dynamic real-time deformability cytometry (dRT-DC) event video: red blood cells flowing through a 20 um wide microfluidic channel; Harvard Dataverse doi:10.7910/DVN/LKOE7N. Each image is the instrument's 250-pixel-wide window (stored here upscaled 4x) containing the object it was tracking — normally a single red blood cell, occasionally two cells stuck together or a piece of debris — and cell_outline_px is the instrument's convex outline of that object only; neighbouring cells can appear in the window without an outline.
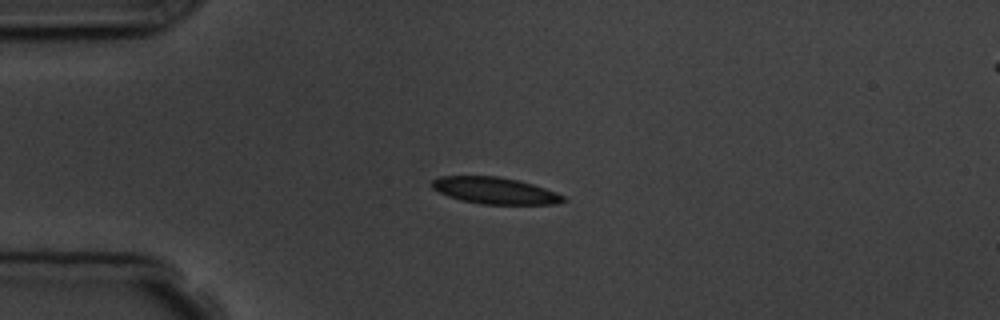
{"species": "common noctule bat (a hibernating species)", "species_latin": "Nyctalus noctula", "temperature_condition": "room temperature", "stored_images_in_passage": 7, "camera_frame_rate_fps": 3000, "um_per_image_px": 0.085, "animal": {"sex": "male", "body_mass_g": 19.5, "forearm_length_mm": 54.6}, "frame": {"image": 1, "passage_image": 4, "time_ms": 3.333, "image_size_px": [1000, 320], "cell_outline_px": [[568, 200], [556, 204], [480, 204], [460, 200], [448, 196], [432, 188], [432, 180], [440, 176], [496, 176], [516, 180], [532, 184], [556, 192], [564, 196]], "centroid_in_image_um": [42.06, 16.21], "position_along_channel_um": 42.9, "area_um2": 20.29}}